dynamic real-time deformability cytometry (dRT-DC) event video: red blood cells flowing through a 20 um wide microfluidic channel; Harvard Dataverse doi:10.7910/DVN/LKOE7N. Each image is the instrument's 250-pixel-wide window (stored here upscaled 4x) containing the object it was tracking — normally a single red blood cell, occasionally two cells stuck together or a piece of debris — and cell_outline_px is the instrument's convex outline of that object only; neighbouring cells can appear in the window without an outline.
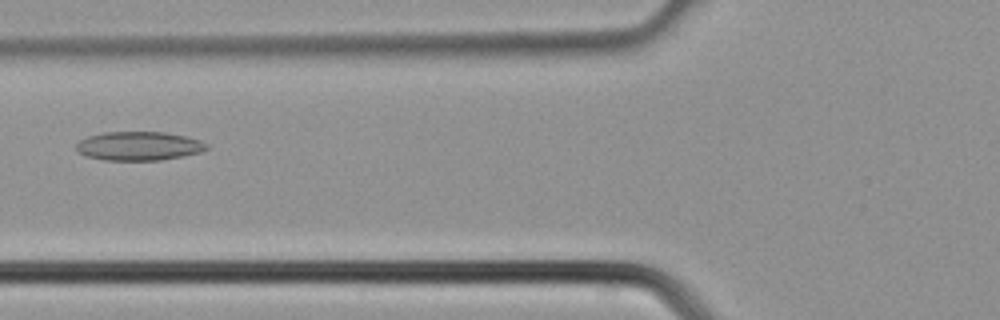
{"species": "common noctule bat (a hibernating species)", "species_latin": "Nyctalus noctula", "temperature_condition": "cold", "stored_images_in_passage": 6, "camera_frame_rate_fps": 3000, "um_per_image_px": 0.085, "animal": {"sex": "male", "body_mass_g": 21.5, "forearm_length_mm": 52.0}, "frame": {"image": 1, "passage_image": 6, "time_ms": 1.667, "image_size_px": [1000, 320], "cell_outline_px": [[208, 148], [200, 152], [184, 156], [160, 160], [104, 160], [84, 156], [76, 148], [76, 144], [80, 140], [88, 136], [104, 132], [164, 132], [184, 136], [200, 140], [208, 144]], "centroid_in_image_um": [11.8, 12.41], "position_along_channel_um": 114.0, "area_um2": 21.91}}